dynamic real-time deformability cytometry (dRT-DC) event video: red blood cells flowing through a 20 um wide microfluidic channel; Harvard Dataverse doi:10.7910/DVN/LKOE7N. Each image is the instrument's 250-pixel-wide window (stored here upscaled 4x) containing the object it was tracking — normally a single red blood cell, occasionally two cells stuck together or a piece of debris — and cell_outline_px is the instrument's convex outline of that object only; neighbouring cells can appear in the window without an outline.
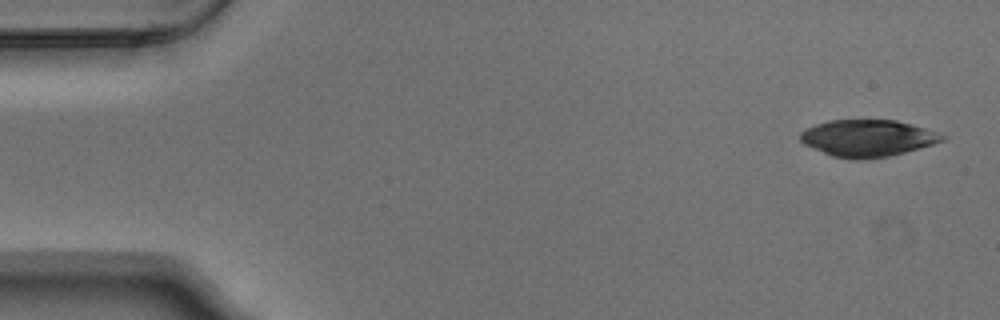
{"species": "Egyptian fruit bat (a non-hibernating species)", "species_latin": "Rousettus aegyptiacus", "temperature_condition": "warm", "stored_images_in_passage": 4, "camera_frame_rate_fps": 3000, "um_per_image_px": 0.085, "animal": {"sex": "male"}, "frame": {"image": 1, "passage_image": 1, "time_ms": 0.0, "image_size_px": [1000, 320], "cell_outline_px": [[948, 136], [944, 140], [932, 144], [904, 152], [888, 156], [860, 160], [852, 160], [832, 156], [804, 144], [800, 140], [800, 132], [816, 124], [828, 120], [896, 120], [944, 132]], "centroid_in_image_um": [73.8, 11.73], "position_along_channel_um": 11.2, "area_um2": 30.63}}
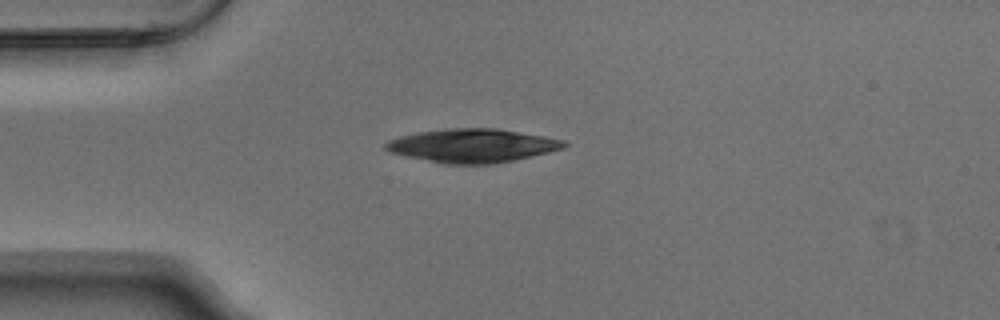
{"frame": {"image": 2, "passage_image": 4, "time_ms": 1.0, "image_size_px": [1000, 320], "cell_outline_px": [[568, 144], [564, 148], [548, 152], [512, 160], [492, 164], [444, 164], [408, 156], [392, 152], [384, 148], [384, 144], [388, 140], [400, 136], [416, 132], [444, 128], [496, 128], [544, 136], [564, 140]], "centroid_in_image_um": [40.14, 12.37], "position_along_channel_um": 44.9, "area_um2": 34.74}}